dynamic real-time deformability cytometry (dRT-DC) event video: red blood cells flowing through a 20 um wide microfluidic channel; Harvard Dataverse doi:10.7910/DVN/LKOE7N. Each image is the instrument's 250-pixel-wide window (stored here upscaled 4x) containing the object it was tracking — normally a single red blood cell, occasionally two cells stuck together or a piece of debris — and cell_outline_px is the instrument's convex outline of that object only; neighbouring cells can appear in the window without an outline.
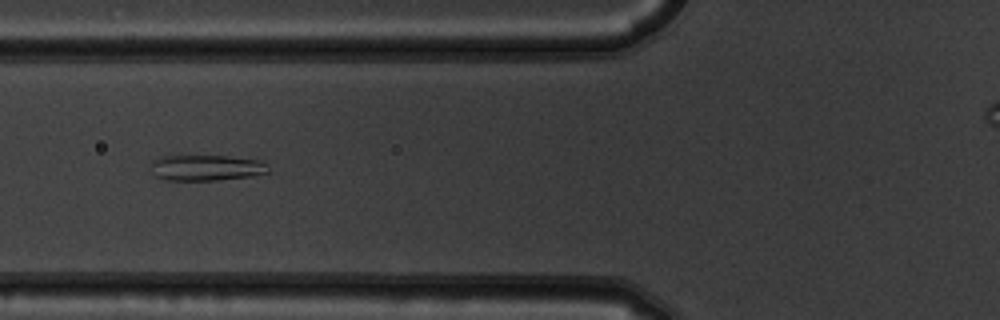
{"species": "common noctule bat (a hibernating species)", "species_latin": "Nyctalus noctula", "temperature_condition": "warm", "stored_images_in_passage": 6, "camera_frame_rate_fps": 3000, "um_per_image_px": 0.085, "animal": {"sex": "male", "body_mass_g": 19.5, "forearm_length_mm": 54.6}, "frame": {"image": 1, "passage_image": 3, "time_ms": 0.667, "image_size_px": [1000, 320], "cell_outline_px": [[268, 172], [252, 176], [216, 180], [164, 180], [156, 176], [152, 164], [152, 160], [160, 156], [228, 156], [264, 160], [268, 164]], "centroid_in_image_um": [17.59, 14.25], "position_along_channel_um": 108.2, "area_um2": 17.69}}